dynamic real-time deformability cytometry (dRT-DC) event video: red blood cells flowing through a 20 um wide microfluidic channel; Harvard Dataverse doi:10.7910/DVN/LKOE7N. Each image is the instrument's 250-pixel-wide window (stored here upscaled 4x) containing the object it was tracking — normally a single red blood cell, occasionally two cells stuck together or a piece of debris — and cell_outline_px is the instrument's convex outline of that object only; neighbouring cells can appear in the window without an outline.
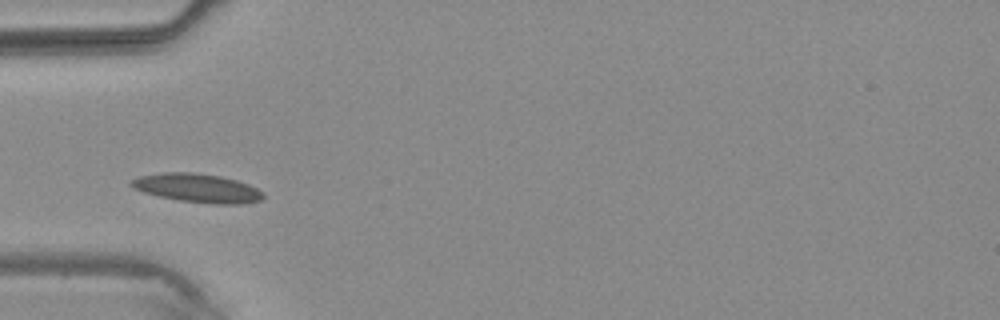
{"species": "common noctule bat (a hibernating species)", "species_latin": "Nyctalus noctula", "temperature_condition": "warm", "stored_images_in_passage": 3, "camera_frame_rate_fps": 3000, "um_per_image_px": 0.085, "animal": {"sex": "male", "body_mass_g": 20.4}, "frame": {"image": 1, "passage_image": 2, "time_ms": 1.333, "image_size_px": [1000, 320], "cell_outline_px": [[264, 196], [260, 200], [244, 204], [212, 204], [180, 200], [160, 196], [144, 192], [132, 188], [128, 184], [132, 180], [140, 176], [164, 172], [192, 172], [220, 176], [236, 180], [248, 184], [264, 192]], "centroid_in_image_um": [16.79, 15.98], "position_along_channel_um": 68.2, "area_um2": 22.02}}